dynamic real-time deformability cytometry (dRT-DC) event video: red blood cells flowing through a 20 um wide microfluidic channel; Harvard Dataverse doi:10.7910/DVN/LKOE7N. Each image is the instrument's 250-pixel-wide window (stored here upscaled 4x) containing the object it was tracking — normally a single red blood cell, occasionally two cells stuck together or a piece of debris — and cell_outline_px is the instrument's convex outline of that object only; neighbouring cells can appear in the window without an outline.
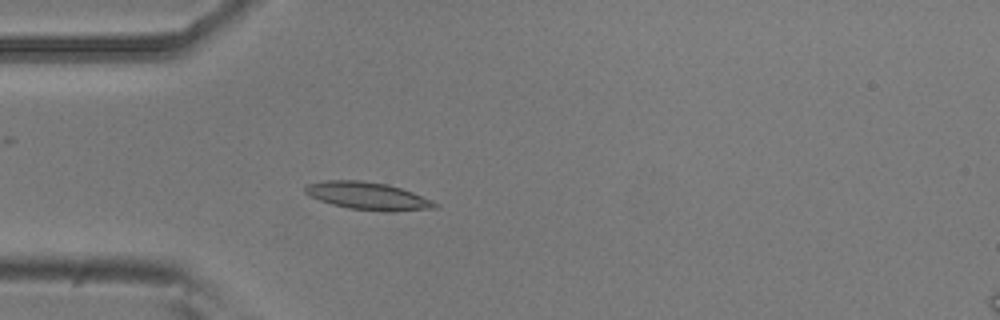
{"species": "common noctule bat (a hibernating species)", "species_latin": "Nyctalus noctula", "temperature_condition": "room temperature", "stored_images_in_passage": 49, "camera_frame_rate_fps": 3000, "um_per_image_px": 0.085, "animal": {"sex": "male", "body_mass_g": 20.5, "forearm_length_mm": 52.5}, "frame": {"image": 1, "passage_image": 11, "time_ms": 3.333, "image_size_px": [1000, 320], "cell_outline_px": [[440, 208], [396, 212], [384, 212], [348, 208], [332, 204], [308, 196], [304, 192], [304, 188], [308, 184], [324, 180], [360, 180], [388, 184], [412, 192], [432, 200], [440, 204]], "centroid_in_image_um": [31.31, 16.67], "position_along_channel_um": 53.7, "area_um2": 21.21}}
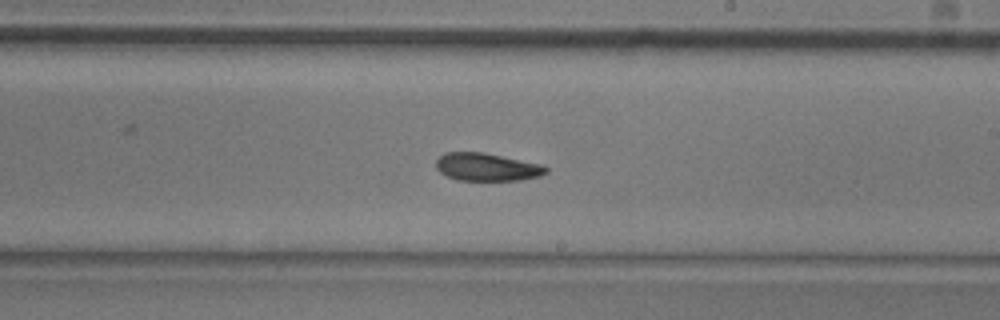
{"frame": {"image": 2, "passage_image": 27, "time_ms": 8.667, "image_size_px": [1000, 320], "cell_outline_px": [[548, 172], [540, 176], [520, 180], [456, 180], [440, 172], [436, 168], [436, 160], [444, 152], [484, 152], [540, 164], [548, 168]], "centroid_in_image_um": [41.37, 14.19], "position_along_channel_um": 247.6, "area_um2": 17.8}}
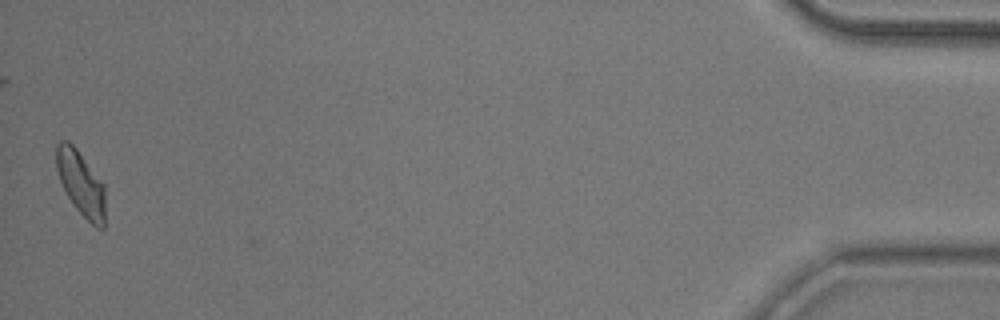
{"frame": {"image": 3, "passage_image": 49, "time_ms": 16.0, "image_size_px": [1000, 320], "cell_outline_px": [[104, 228], [96, 228], [76, 208], [68, 196], [60, 180], [56, 168], [56, 144], [60, 140], [68, 140], [76, 148], [104, 184]], "centroid_in_image_um": [6.87, 15.56], "position_along_channel_um": 428.3, "area_um2": 18.15}, "authors_computed_cell_mechanics": {"area_um2": 18.4382, "velocity_mm_per_s": 3.7437, "shape_relaxation_time_tau1_ms": 6.3494, "shape_relaxation_time_tau2_ms": 4.1808, "deformation_change_tau1": 0.1451, "deformation_change_tau2": 0.1076}}